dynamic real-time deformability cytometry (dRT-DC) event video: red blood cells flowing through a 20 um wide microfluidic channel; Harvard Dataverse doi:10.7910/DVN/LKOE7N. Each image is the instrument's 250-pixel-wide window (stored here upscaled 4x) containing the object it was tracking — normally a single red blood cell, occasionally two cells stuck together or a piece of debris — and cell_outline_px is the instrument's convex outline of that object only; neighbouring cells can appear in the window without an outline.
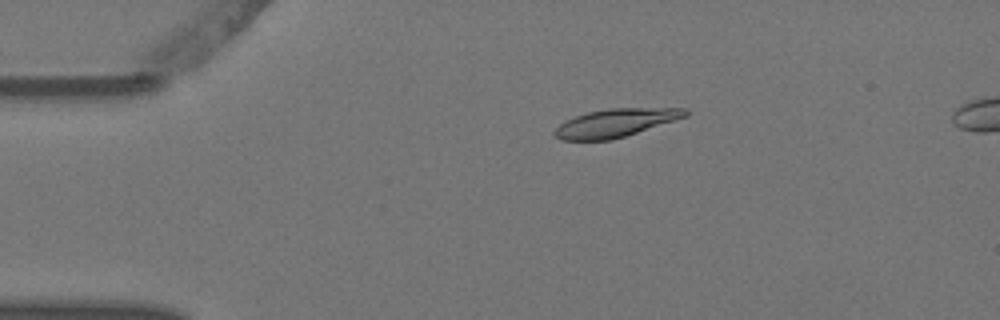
{"species": "Egyptian fruit bat (a non-hibernating species)", "species_latin": "Rousettus aegyptiacus", "temperature_condition": "warm", "stored_images_in_passage": 7, "camera_frame_rate_fps": 3000, "um_per_image_px": 0.085, "animal": {"sex": "female"}, "frame": {"image": 1, "passage_image": 1, "time_ms": 0.0, "image_size_px": [1000, 320], "cell_outline_px": [[688, 116], [612, 140], [560, 140], [552, 132], [564, 120], [588, 112], [608, 108], [688, 108]], "centroid_in_image_um": [52.31, 10.44], "position_along_channel_um": 32.7, "area_um2": 21.39}}
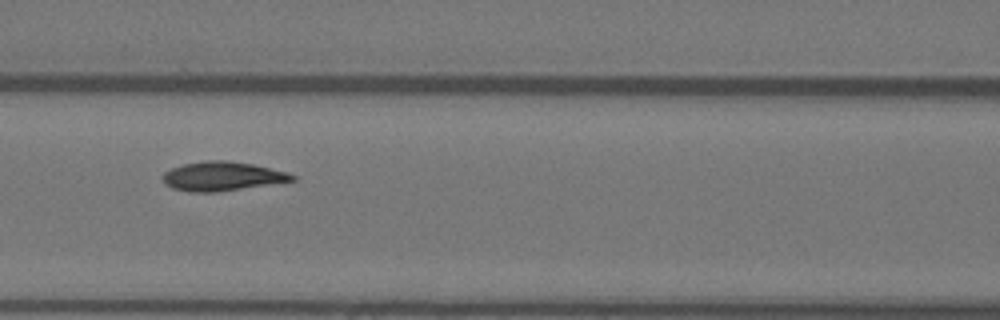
{"frame": {"image": 2, "passage_image": 4, "time_ms": 1.0, "image_size_px": [1000, 320], "cell_outline_px": [[296, 180], [216, 192], [188, 192], [172, 188], [164, 184], [160, 176], [164, 172], [172, 168], [184, 164], [208, 160], [228, 160], [252, 164], [288, 172], [296, 176]], "centroid_in_image_um": [18.84, 14.98], "position_along_channel_um": 147.8, "area_um2": 21.96}}
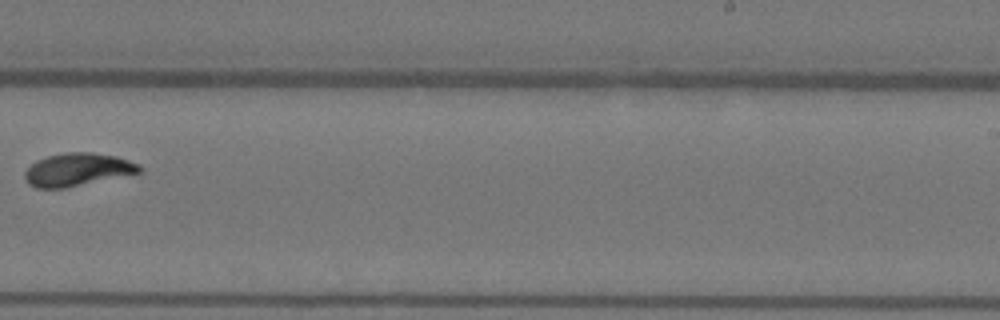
{"frame": {"image": 3, "passage_image": 7, "time_ms": 2.0, "image_size_px": [1000, 320], "cell_outline_px": [[144, 168], [140, 172], [64, 188], [36, 188], [28, 184], [24, 176], [24, 172], [36, 160], [48, 156], [64, 152], [92, 152], [116, 156], [140, 164]], "centroid_in_image_um": [6.58, 14.4], "position_along_channel_um": 282.4, "area_um2": 21.85}}